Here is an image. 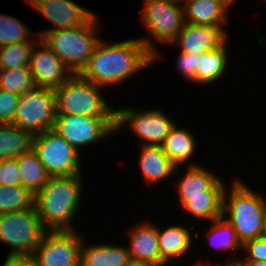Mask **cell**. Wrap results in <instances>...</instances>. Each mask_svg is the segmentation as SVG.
I'll list each match as a JSON object with an SVG mask.
<instances>
[{
    "mask_svg": "<svg viewBox=\"0 0 266 266\" xmlns=\"http://www.w3.org/2000/svg\"><path fill=\"white\" fill-rule=\"evenodd\" d=\"M56 119V96L52 89L36 87L19 96L14 125L34 135L53 129Z\"/></svg>",
    "mask_w": 266,
    "mask_h": 266,
    "instance_id": "cell-11",
    "label": "cell"
},
{
    "mask_svg": "<svg viewBox=\"0 0 266 266\" xmlns=\"http://www.w3.org/2000/svg\"><path fill=\"white\" fill-rule=\"evenodd\" d=\"M19 95L0 90V124H11L18 106Z\"/></svg>",
    "mask_w": 266,
    "mask_h": 266,
    "instance_id": "cell-34",
    "label": "cell"
},
{
    "mask_svg": "<svg viewBox=\"0 0 266 266\" xmlns=\"http://www.w3.org/2000/svg\"><path fill=\"white\" fill-rule=\"evenodd\" d=\"M99 19L95 15L84 26L54 30L44 33L40 38L73 74H80L101 38Z\"/></svg>",
    "mask_w": 266,
    "mask_h": 266,
    "instance_id": "cell-4",
    "label": "cell"
},
{
    "mask_svg": "<svg viewBox=\"0 0 266 266\" xmlns=\"http://www.w3.org/2000/svg\"><path fill=\"white\" fill-rule=\"evenodd\" d=\"M142 2L140 21L151 37L146 35L139 39L153 54L154 66L163 57L156 48L155 41L159 45L170 44L185 24L183 3L177 0H145Z\"/></svg>",
    "mask_w": 266,
    "mask_h": 266,
    "instance_id": "cell-5",
    "label": "cell"
},
{
    "mask_svg": "<svg viewBox=\"0 0 266 266\" xmlns=\"http://www.w3.org/2000/svg\"><path fill=\"white\" fill-rule=\"evenodd\" d=\"M228 40L220 47L204 52L199 56L198 68L194 77L195 85H208L212 84L224 77L228 72Z\"/></svg>",
    "mask_w": 266,
    "mask_h": 266,
    "instance_id": "cell-23",
    "label": "cell"
},
{
    "mask_svg": "<svg viewBox=\"0 0 266 266\" xmlns=\"http://www.w3.org/2000/svg\"><path fill=\"white\" fill-rule=\"evenodd\" d=\"M83 238L80 250V266H125L130 260L124 244H89Z\"/></svg>",
    "mask_w": 266,
    "mask_h": 266,
    "instance_id": "cell-20",
    "label": "cell"
},
{
    "mask_svg": "<svg viewBox=\"0 0 266 266\" xmlns=\"http://www.w3.org/2000/svg\"><path fill=\"white\" fill-rule=\"evenodd\" d=\"M33 151L51 177L82 174L81 153L53 129L35 135Z\"/></svg>",
    "mask_w": 266,
    "mask_h": 266,
    "instance_id": "cell-9",
    "label": "cell"
},
{
    "mask_svg": "<svg viewBox=\"0 0 266 266\" xmlns=\"http://www.w3.org/2000/svg\"><path fill=\"white\" fill-rule=\"evenodd\" d=\"M220 1L223 5H225L228 9L231 8V6L234 5L235 2H237L238 0H218Z\"/></svg>",
    "mask_w": 266,
    "mask_h": 266,
    "instance_id": "cell-40",
    "label": "cell"
},
{
    "mask_svg": "<svg viewBox=\"0 0 266 266\" xmlns=\"http://www.w3.org/2000/svg\"><path fill=\"white\" fill-rule=\"evenodd\" d=\"M139 164L140 172L147 187H154V184L172 179V175L180 172L173 162L164 154L161 146L140 145ZM152 185V186H151Z\"/></svg>",
    "mask_w": 266,
    "mask_h": 266,
    "instance_id": "cell-19",
    "label": "cell"
},
{
    "mask_svg": "<svg viewBox=\"0 0 266 266\" xmlns=\"http://www.w3.org/2000/svg\"><path fill=\"white\" fill-rule=\"evenodd\" d=\"M103 89L80 74H73L54 90L56 115L115 116L116 108L105 100Z\"/></svg>",
    "mask_w": 266,
    "mask_h": 266,
    "instance_id": "cell-6",
    "label": "cell"
},
{
    "mask_svg": "<svg viewBox=\"0 0 266 266\" xmlns=\"http://www.w3.org/2000/svg\"><path fill=\"white\" fill-rule=\"evenodd\" d=\"M36 42H21L0 46V70L29 67Z\"/></svg>",
    "mask_w": 266,
    "mask_h": 266,
    "instance_id": "cell-31",
    "label": "cell"
},
{
    "mask_svg": "<svg viewBox=\"0 0 266 266\" xmlns=\"http://www.w3.org/2000/svg\"><path fill=\"white\" fill-rule=\"evenodd\" d=\"M20 184V172L16 158L2 159L0 164V185L13 186Z\"/></svg>",
    "mask_w": 266,
    "mask_h": 266,
    "instance_id": "cell-35",
    "label": "cell"
},
{
    "mask_svg": "<svg viewBox=\"0 0 266 266\" xmlns=\"http://www.w3.org/2000/svg\"><path fill=\"white\" fill-rule=\"evenodd\" d=\"M191 266H203V263H200V264H192Z\"/></svg>",
    "mask_w": 266,
    "mask_h": 266,
    "instance_id": "cell-42",
    "label": "cell"
},
{
    "mask_svg": "<svg viewBox=\"0 0 266 266\" xmlns=\"http://www.w3.org/2000/svg\"><path fill=\"white\" fill-rule=\"evenodd\" d=\"M183 173L184 175L179 174L180 177L175 184L178 208L190 197L223 196L227 182L217 176L215 171L197 165L187 166Z\"/></svg>",
    "mask_w": 266,
    "mask_h": 266,
    "instance_id": "cell-15",
    "label": "cell"
},
{
    "mask_svg": "<svg viewBox=\"0 0 266 266\" xmlns=\"http://www.w3.org/2000/svg\"><path fill=\"white\" fill-rule=\"evenodd\" d=\"M223 196L190 197L180 207L179 214H191L197 223L211 222L222 216ZM199 220V221H198Z\"/></svg>",
    "mask_w": 266,
    "mask_h": 266,
    "instance_id": "cell-27",
    "label": "cell"
},
{
    "mask_svg": "<svg viewBox=\"0 0 266 266\" xmlns=\"http://www.w3.org/2000/svg\"><path fill=\"white\" fill-rule=\"evenodd\" d=\"M223 192L222 217L233 227L241 244L262 235L266 199L244 180H231Z\"/></svg>",
    "mask_w": 266,
    "mask_h": 266,
    "instance_id": "cell-3",
    "label": "cell"
},
{
    "mask_svg": "<svg viewBox=\"0 0 266 266\" xmlns=\"http://www.w3.org/2000/svg\"><path fill=\"white\" fill-rule=\"evenodd\" d=\"M239 261H266V239L259 237L242 244Z\"/></svg>",
    "mask_w": 266,
    "mask_h": 266,
    "instance_id": "cell-33",
    "label": "cell"
},
{
    "mask_svg": "<svg viewBox=\"0 0 266 266\" xmlns=\"http://www.w3.org/2000/svg\"><path fill=\"white\" fill-rule=\"evenodd\" d=\"M53 130L81 152L115 134V116L56 115Z\"/></svg>",
    "mask_w": 266,
    "mask_h": 266,
    "instance_id": "cell-10",
    "label": "cell"
},
{
    "mask_svg": "<svg viewBox=\"0 0 266 266\" xmlns=\"http://www.w3.org/2000/svg\"><path fill=\"white\" fill-rule=\"evenodd\" d=\"M36 88L30 67L0 70V90L22 95Z\"/></svg>",
    "mask_w": 266,
    "mask_h": 266,
    "instance_id": "cell-30",
    "label": "cell"
},
{
    "mask_svg": "<svg viewBox=\"0 0 266 266\" xmlns=\"http://www.w3.org/2000/svg\"><path fill=\"white\" fill-rule=\"evenodd\" d=\"M34 207V194L23 186L0 185V214Z\"/></svg>",
    "mask_w": 266,
    "mask_h": 266,
    "instance_id": "cell-29",
    "label": "cell"
},
{
    "mask_svg": "<svg viewBox=\"0 0 266 266\" xmlns=\"http://www.w3.org/2000/svg\"><path fill=\"white\" fill-rule=\"evenodd\" d=\"M28 4L53 25L37 32L39 37L58 29L84 26L96 15L74 0H29Z\"/></svg>",
    "mask_w": 266,
    "mask_h": 266,
    "instance_id": "cell-14",
    "label": "cell"
},
{
    "mask_svg": "<svg viewBox=\"0 0 266 266\" xmlns=\"http://www.w3.org/2000/svg\"><path fill=\"white\" fill-rule=\"evenodd\" d=\"M1 266H34V261L31 255L7 254Z\"/></svg>",
    "mask_w": 266,
    "mask_h": 266,
    "instance_id": "cell-36",
    "label": "cell"
},
{
    "mask_svg": "<svg viewBox=\"0 0 266 266\" xmlns=\"http://www.w3.org/2000/svg\"><path fill=\"white\" fill-rule=\"evenodd\" d=\"M106 42L103 38L99 40L87 66L80 73L95 85L103 88L122 85L153 64V54L139 37L113 44Z\"/></svg>",
    "mask_w": 266,
    "mask_h": 266,
    "instance_id": "cell-1",
    "label": "cell"
},
{
    "mask_svg": "<svg viewBox=\"0 0 266 266\" xmlns=\"http://www.w3.org/2000/svg\"><path fill=\"white\" fill-rule=\"evenodd\" d=\"M196 140L190 129L186 130L176 124L160 146L176 167H182L185 163L187 166H197L198 163L189 162L196 153Z\"/></svg>",
    "mask_w": 266,
    "mask_h": 266,
    "instance_id": "cell-22",
    "label": "cell"
},
{
    "mask_svg": "<svg viewBox=\"0 0 266 266\" xmlns=\"http://www.w3.org/2000/svg\"><path fill=\"white\" fill-rule=\"evenodd\" d=\"M210 228H206V232L203 234L207 238L208 244L214 249L221 252H232L233 256L236 258H225L228 259L227 262L236 261L238 262L240 257L235 254V252H242V244L239 242L235 230L233 227L221 216L210 222ZM230 259V260H229Z\"/></svg>",
    "mask_w": 266,
    "mask_h": 266,
    "instance_id": "cell-25",
    "label": "cell"
},
{
    "mask_svg": "<svg viewBox=\"0 0 266 266\" xmlns=\"http://www.w3.org/2000/svg\"><path fill=\"white\" fill-rule=\"evenodd\" d=\"M186 23L226 26L229 9L218 0H182Z\"/></svg>",
    "mask_w": 266,
    "mask_h": 266,
    "instance_id": "cell-21",
    "label": "cell"
},
{
    "mask_svg": "<svg viewBox=\"0 0 266 266\" xmlns=\"http://www.w3.org/2000/svg\"><path fill=\"white\" fill-rule=\"evenodd\" d=\"M83 180L82 174L50 177L34 194V207L46 230H76L72 223L83 202Z\"/></svg>",
    "mask_w": 266,
    "mask_h": 266,
    "instance_id": "cell-2",
    "label": "cell"
},
{
    "mask_svg": "<svg viewBox=\"0 0 266 266\" xmlns=\"http://www.w3.org/2000/svg\"><path fill=\"white\" fill-rule=\"evenodd\" d=\"M261 237L266 239V205L264 210V223H263V231Z\"/></svg>",
    "mask_w": 266,
    "mask_h": 266,
    "instance_id": "cell-41",
    "label": "cell"
},
{
    "mask_svg": "<svg viewBox=\"0 0 266 266\" xmlns=\"http://www.w3.org/2000/svg\"><path fill=\"white\" fill-rule=\"evenodd\" d=\"M35 135L14 124H0V159L17 158L33 150Z\"/></svg>",
    "mask_w": 266,
    "mask_h": 266,
    "instance_id": "cell-24",
    "label": "cell"
},
{
    "mask_svg": "<svg viewBox=\"0 0 266 266\" xmlns=\"http://www.w3.org/2000/svg\"><path fill=\"white\" fill-rule=\"evenodd\" d=\"M77 230H46L31 255L34 266H80L85 235Z\"/></svg>",
    "mask_w": 266,
    "mask_h": 266,
    "instance_id": "cell-12",
    "label": "cell"
},
{
    "mask_svg": "<svg viewBox=\"0 0 266 266\" xmlns=\"http://www.w3.org/2000/svg\"><path fill=\"white\" fill-rule=\"evenodd\" d=\"M240 266H266V261H238Z\"/></svg>",
    "mask_w": 266,
    "mask_h": 266,
    "instance_id": "cell-38",
    "label": "cell"
},
{
    "mask_svg": "<svg viewBox=\"0 0 266 266\" xmlns=\"http://www.w3.org/2000/svg\"><path fill=\"white\" fill-rule=\"evenodd\" d=\"M203 262V266H240V263L239 262H236V261H231V262H225L224 264L223 263H220V262H217L218 264L216 265L215 263H211L207 260V264H206V261L204 262L203 261V258H200L199 257V260H196L195 259V262H193V264H200ZM209 262V263H208ZM210 264V265H209Z\"/></svg>",
    "mask_w": 266,
    "mask_h": 266,
    "instance_id": "cell-37",
    "label": "cell"
},
{
    "mask_svg": "<svg viewBox=\"0 0 266 266\" xmlns=\"http://www.w3.org/2000/svg\"><path fill=\"white\" fill-rule=\"evenodd\" d=\"M29 67L36 87L52 90L60 88L73 75L41 38L34 44Z\"/></svg>",
    "mask_w": 266,
    "mask_h": 266,
    "instance_id": "cell-13",
    "label": "cell"
},
{
    "mask_svg": "<svg viewBox=\"0 0 266 266\" xmlns=\"http://www.w3.org/2000/svg\"><path fill=\"white\" fill-rule=\"evenodd\" d=\"M127 245L131 260L152 266H167L160 257L157 240V225L144 220L130 227Z\"/></svg>",
    "mask_w": 266,
    "mask_h": 266,
    "instance_id": "cell-18",
    "label": "cell"
},
{
    "mask_svg": "<svg viewBox=\"0 0 266 266\" xmlns=\"http://www.w3.org/2000/svg\"><path fill=\"white\" fill-rule=\"evenodd\" d=\"M16 161L20 172V185L28 188L33 194L40 191L51 177L33 150L20 155Z\"/></svg>",
    "mask_w": 266,
    "mask_h": 266,
    "instance_id": "cell-26",
    "label": "cell"
},
{
    "mask_svg": "<svg viewBox=\"0 0 266 266\" xmlns=\"http://www.w3.org/2000/svg\"><path fill=\"white\" fill-rule=\"evenodd\" d=\"M198 59L195 54L179 52L176 57V65L174 66L178 70V74L183 77L187 82L194 85V77L198 68Z\"/></svg>",
    "mask_w": 266,
    "mask_h": 266,
    "instance_id": "cell-32",
    "label": "cell"
},
{
    "mask_svg": "<svg viewBox=\"0 0 266 266\" xmlns=\"http://www.w3.org/2000/svg\"><path fill=\"white\" fill-rule=\"evenodd\" d=\"M175 125L176 122L161 108L141 110L124 106L116 109L115 131L128 126L140 139V145L160 146Z\"/></svg>",
    "mask_w": 266,
    "mask_h": 266,
    "instance_id": "cell-8",
    "label": "cell"
},
{
    "mask_svg": "<svg viewBox=\"0 0 266 266\" xmlns=\"http://www.w3.org/2000/svg\"><path fill=\"white\" fill-rule=\"evenodd\" d=\"M29 29L28 25L18 18L0 12V46L21 42H37L40 37Z\"/></svg>",
    "mask_w": 266,
    "mask_h": 266,
    "instance_id": "cell-28",
    "label": "cell"
},
{
    "mask_svg": "<svg viewBox=\"0 0 266 266\" xmlns=\"http://www.w3.org/2000/svg\"><path fill=\"white\" fill-rule=\"evenodd\" d=\"M225 26H204L186 23L176 38L168 44L178 46L179 51L195 54L199 57L202 53L216 49L230 40Z\"/></svg>",
    "mask_w": 266,
    "mask_h": 266,
    "instance_id": "cell-16",
    "label": "cell"
},
{
    "mask_svg": "<svg viewBox=\"0 0 266 266\" xmlns=\"http://www.w3.org/2000/svg\"><path fill=\"white\" fill-rule=\"evenodd\" d=\"M125 266H152V265L144 263V262L130 260Z\"/></svg>",
    "mask_w": 266,
    "mask_h": 266,
    "instance_id": "cell-39",
    "label": "cell"
},
{
    "mask_svg": "<svg viewBox=\"0 0 266 266\" xmlns=\"http://www.w3.org/2000/svg\"><path fill=\"white\" fill-rule=\"evenodd\" d=\"M45 231L35 207L0 214V241L10 246L8 254L32 255Z\"/></svg>",
    "mask_w": 266,
    "mask_h": 266,
    "instance_id": "cell-7",
    "label": "cell"
},
{
    "mask_svg": "<svg viewBox=\"0 0 266 266\" xmlns=\"http://www.w3.org/2000/svg\"><path fill=\"white\" fill-rule=\"evenodd\" d=\"M164 228L161 229L157 226L159 254L161 260L167 266H176L175 264L177 262L179 263L180 259L182 261L183 257L187 258L190 250H194L192 246L195 239H193L191 233L194 232L193 234L197 238L199 231H194V226L189 225V228H187L180 224L168 225V227L166 226Z\"/></svg>",
    "mask_w": 266,
    "mask_h": 266,
    "instance_id": "cell-17",
    "label": "cell"
}]
</instances>
